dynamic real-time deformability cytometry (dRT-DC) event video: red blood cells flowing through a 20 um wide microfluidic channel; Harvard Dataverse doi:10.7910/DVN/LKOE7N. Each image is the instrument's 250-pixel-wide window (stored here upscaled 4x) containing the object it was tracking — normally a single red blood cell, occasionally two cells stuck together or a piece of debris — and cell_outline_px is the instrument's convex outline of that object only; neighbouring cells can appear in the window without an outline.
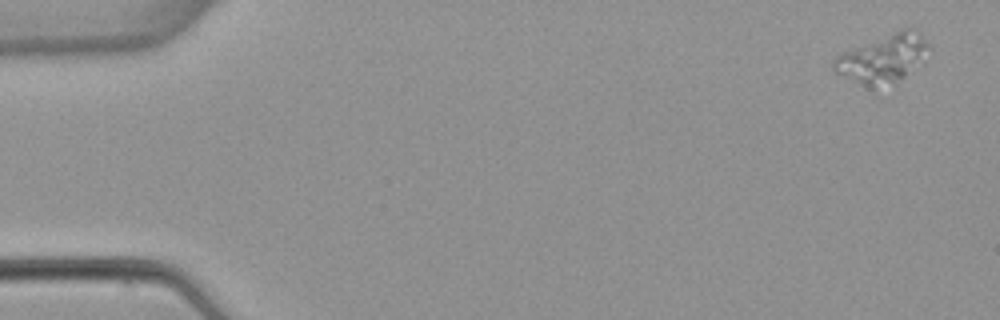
{"species": "common noctule bat (a hibernating species)", "species_latin": "Nyctalus noctula", "temperature_condition": "warm", "stored_images_in_passage": 4, "camera_frame_rate_fps": 3000, "um_per_image_px": 0.085, "animal": {"sex": "female", "body_mass_g": 22.7, "forearm_length_mm": 54.2}, "frame": {"image": 1, "passage_image": 1, "time_ms": 0.0, "image_size_px": [1000, 320], "cell_outline_px": [[932, 48], [924, 64], [904, 76], [868, 88], [836, 72], [832, 68], [832, 60], [836, 56], [844, 52], [900, 28], [908, 28], [920, 36]], "centroid_in_image_um": [75.09, 4.95], "position_along_channel_um": 9.9, "area_um2": 26.18}}
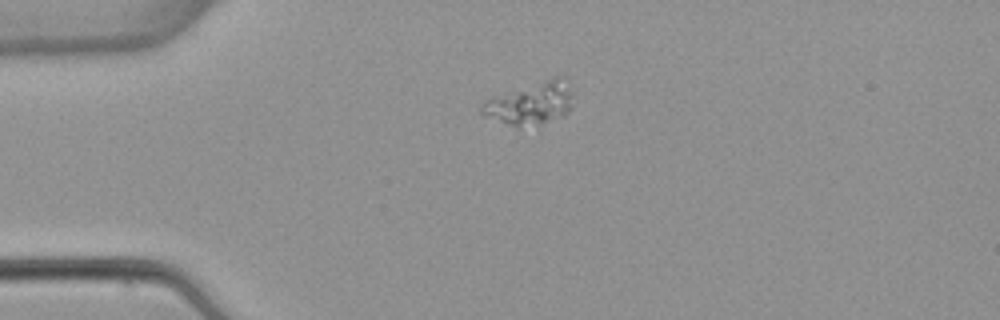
{"frame": {"image": 2, "passage_image": 3, "time_ms": 3.667, "image_size_px": [1000, 320], "cell_outline_px": [[572, 96], [568, 112], [564, 116], [536, 124], [520, 128], [484, 116], [480, 112], [480, 104], [484, 100], [492, 96], [556, 76], [568, 76]], "centroid_in_image_um": [45.09, 8.76], "position_along_channel_um": 39.9, "area_um2": 22.72}}